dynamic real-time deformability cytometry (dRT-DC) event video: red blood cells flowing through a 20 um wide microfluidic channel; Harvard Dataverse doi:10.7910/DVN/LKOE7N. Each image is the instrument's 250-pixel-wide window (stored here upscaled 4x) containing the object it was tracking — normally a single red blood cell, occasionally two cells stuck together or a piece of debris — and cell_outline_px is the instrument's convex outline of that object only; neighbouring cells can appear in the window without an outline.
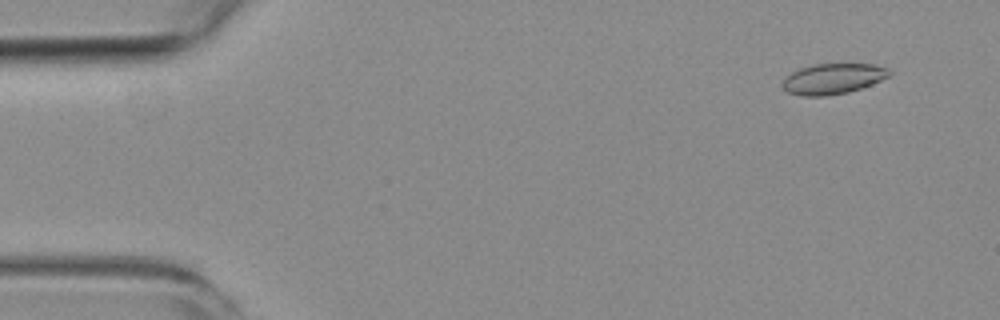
{"species": "common noctule bat (a hibernating species)", "species_latin": "Nyctalus noctula", "temperature_condition": "room temperature", "stored_images_in_passage": 5, "camera_frame_rate_fps": 3000, "um_per_image_px": 0.085, "animal": {"sex": "female", "body_mass_g": 19.3, "forearm_length_mm": 54.1}, "frame": {"image": 1, "passage_image": 2, "time_ms": 1.0, "image_size_px": [1000, 320], "cell_outline_px": [[892, 72], [888, 76], [872, 84], [848, 92], [824, 96], [800, 96], [788, 92], [780, 84], [784, 76], [800, 68], [812, 64], [872, 64], [888, 68]], "centroid_in_image_um": [70.75, 6.69], "position_along_channel_um": 14.3, "area_um2": 19.07}}
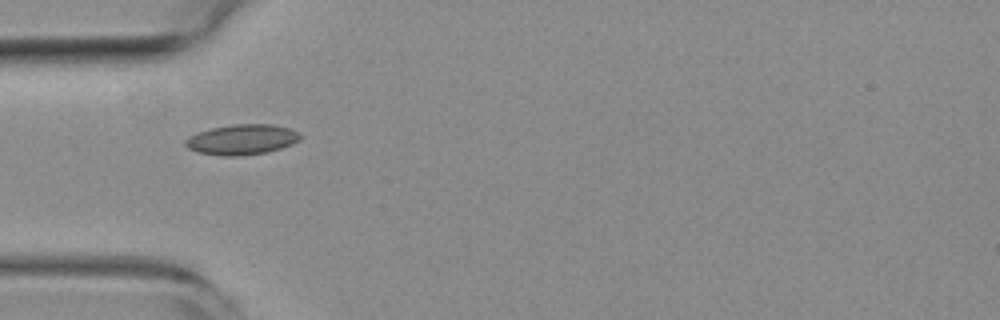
{"frame": {"image": 2, "passage_image": 5, "time_ms": 5.333, "image_size_px": [1000, 320], "cell_outline_px": [[304, 136], [300, 140], [292, 144], [268, 152], [240, 156], [220, 156], [196, 152], [188, 148], [184, 144], [184, 140], [196, 132], [212, 128], [232, 124], [272, 124], [288, 128], [300, 132]], "centroid_in_image_um": [20.57, 11.86], "position_along_channel_um": 64.4, "area_um2": 20.58}}